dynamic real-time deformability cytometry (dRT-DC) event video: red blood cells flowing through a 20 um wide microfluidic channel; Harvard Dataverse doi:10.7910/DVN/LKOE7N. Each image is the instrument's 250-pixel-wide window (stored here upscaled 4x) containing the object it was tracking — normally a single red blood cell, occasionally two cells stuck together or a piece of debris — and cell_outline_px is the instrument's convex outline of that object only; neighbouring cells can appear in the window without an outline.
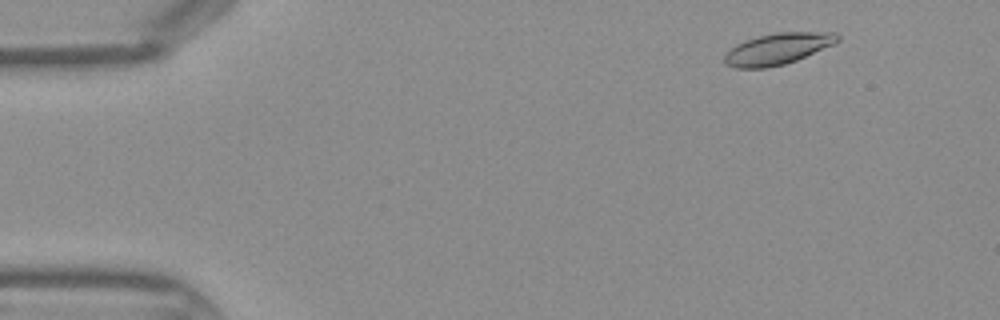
{"species": "Egyptian fruit bat (a non-hibernating species)", "species_latin": "Rousettus aegyptiacus", "temperature_condition": "warm", "stored_images_in_passage": 41, "camera_frame_rate_fps": 3000, "um_per_image_px": 0.085, "frame": {"image": 1, "passage_image": 1, "time_ms": 0.0, "image_size_px": [1000, 320], "cell_outline_px": [[840, 40], [832, 44], [796, 60], [784, 64], [768, 68], [736, 68], [724, 64], [724, 56], [736, 44], [760, 36], [776, 32], [836, 32], [840, 36]], "centroid_in_image_um": [66.1, 4.15], "position_along_channel_um": 18.9, "area_um2": 20.35}}
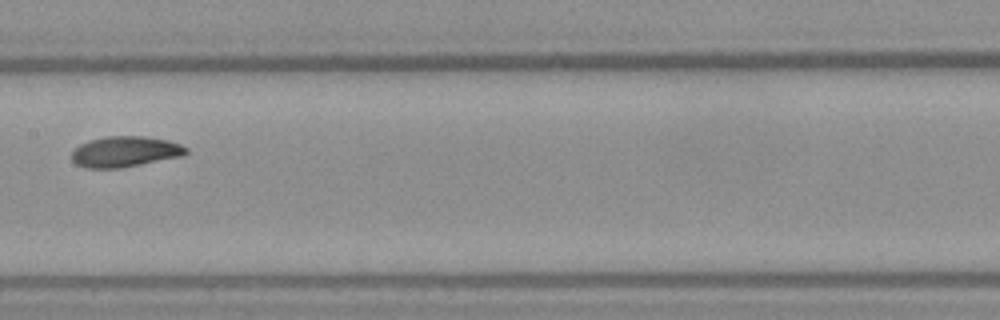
{"frame": {"image": 2, "passage_image": 19, "time_ms": 6.0, "image_size_px": [1000, 320], "cell_outline_px": [[188, 152], [184, 156], [120, 168], [84, 168], [76, 164], [72, 160], [72, 152], [80, 144], [88, 140], [104, 136], [144, 136], [168, 140], [180, 144], [188, 148]], "centroid_in_image_um": [10.64, 12.89], "position_along_channel_um": 196.8, "area_um2": 20.63}}
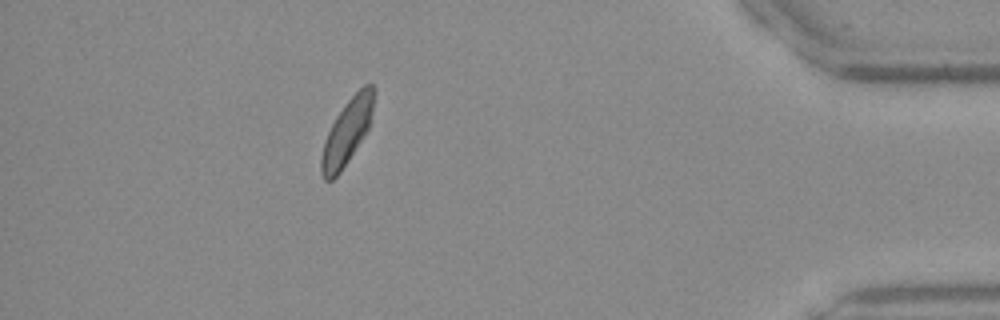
{"frame": {"image": 3, "passage_image": 36, "time_ms": 11.667, "image_size_px": [1000, 320], "cell_outline_px": [[372, 112], [368, 128], [348, 160], [340, 172], [332, 180], [324, 180], [320, 172], [320, 156], [324, 140], [336, 116], [344, 104], [364, 84], [372, 84]], "centroid_in_image_um": [29.43, 11.26], "position_along_channel_um": 405.8, "area_um2": 19.36}}